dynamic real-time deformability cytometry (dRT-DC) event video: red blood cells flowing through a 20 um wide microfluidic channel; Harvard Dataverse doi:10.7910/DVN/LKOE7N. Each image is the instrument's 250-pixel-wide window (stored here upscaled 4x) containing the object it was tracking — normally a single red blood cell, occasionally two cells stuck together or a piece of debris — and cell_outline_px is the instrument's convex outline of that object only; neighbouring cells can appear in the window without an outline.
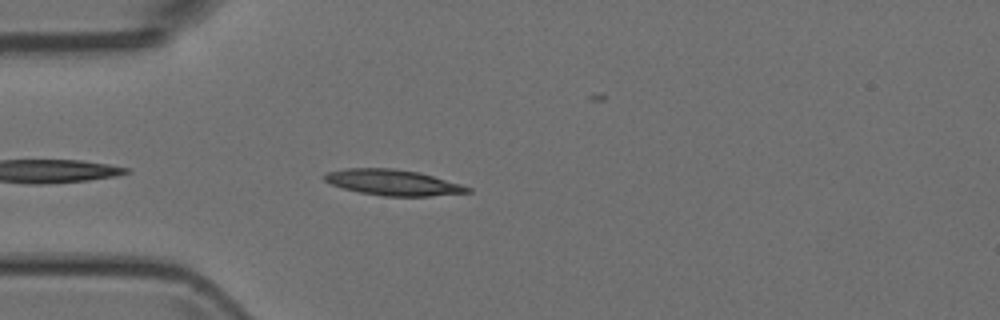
{"species": "Egyptian fruit bat (a non-hibernating species)", "species_latin": "Rousettus aegyptiacus", "temperature_condition": "room temperature", "stored_images_in_passage": 27, "camera_frame_rate_fps": 3000, "um_per_image_px": 0.085, "animal": {"sex": "female"}, "frame": {"image": 1, "passage_image": 1, "time_ms": 0.0, "image_size_px": [1000, 320], "cell_outline_px": [[472, 192], [428, 196], [384, 196], [360, 192], [344, 188], [332, 184], [324, 180], [324, 176], [328, 172], [348, 168], [392, 168], [416, 172], [432, 176], [460, 184], [472, 188]], "centroid_in_image_um": [33.41, 15.51], "position_along_channel_um": 51.6, "area_um2": 21.1}}
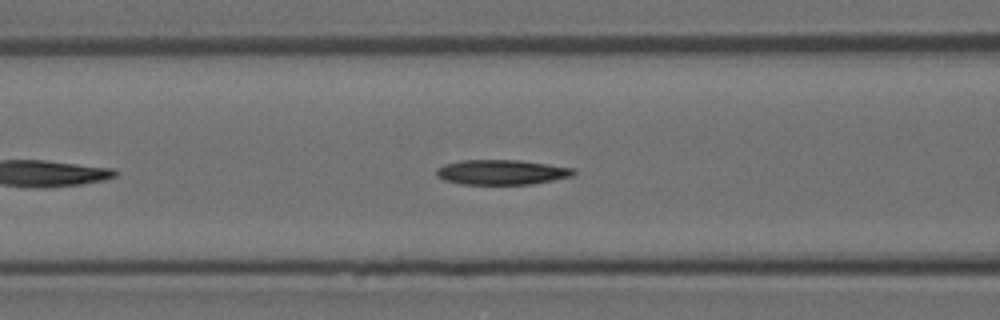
{"frame": {"image": 2, "passage_image": 7, "time_ms": 2.0, "image_size_px": [1000, 320], "cell_outline_px": [[576, 172], [572, 176], [532, 184], [460, 184], [444, 180], [436, 176], [436, 168], [444, 164], [460, 160], [520, 160], [576, 168]], "centroid_in_image_um": [42.62, 14.63], "position_along_channel_um": 124.0, "area_um2": 20.06}}
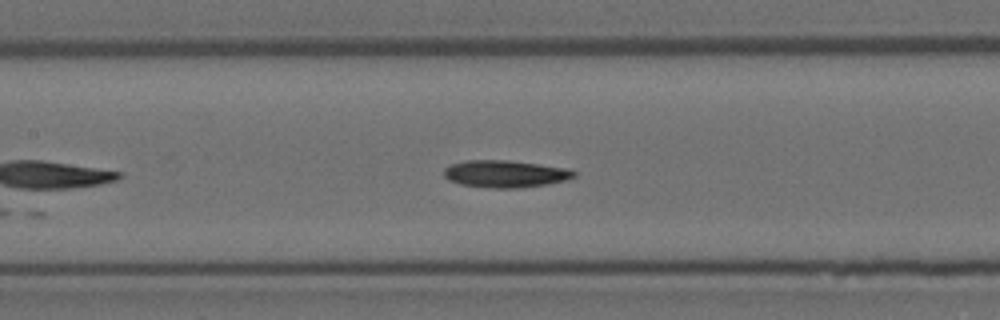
{"frame": {"image": 3, "passage_image": 10, "time_ms": 3.0, "image_size_px": [1000, 320], "cell_outline_px": [[576, 176], [568, 180], [548, 184], [520, 188], [492, 188], [460, 184], [448, 180], [444, 176], [444, 168], [452, 164], [468, 160], [508, 160], [564, 168], [576, 172]], "centroid_in_image_um": [42.94, 14.79], "position_along_channel_um": 164.5, "area_um2": 20.52}}